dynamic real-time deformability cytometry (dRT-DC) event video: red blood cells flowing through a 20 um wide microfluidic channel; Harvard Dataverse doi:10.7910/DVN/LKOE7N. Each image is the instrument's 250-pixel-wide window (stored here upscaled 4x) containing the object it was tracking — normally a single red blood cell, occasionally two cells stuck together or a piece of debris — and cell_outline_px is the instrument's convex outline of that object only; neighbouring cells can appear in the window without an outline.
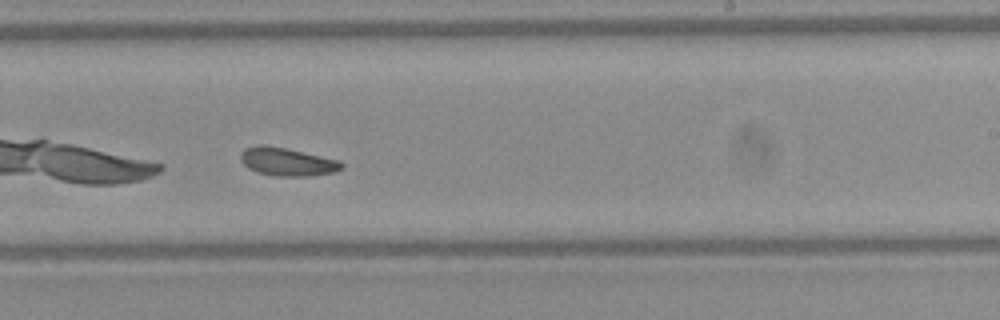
{"species": "Egyptian fruit bat (a non-hibernating species)", "species_latin": "Rousettus aegyptiacus", "temperature_condition": "warm", "stored_images_in_passage": 33, "camera_frame_rate_fps": 3000, "um_per_image_px": 0.085, "frame": {"image": 1, "passage_image": 15, "time_ms": 4.667, "image_size_px": [1000, 320], "cell_outline_px": [[344, 168], [336, 172], [308, 176], [276, 176], [256, 172], [248, 168], [240, 160], [240, 152], [244, 148], [256, 144], [268, 144], [288, 148], [340, 160], [344, 164]], "centroid_in_image_um": [24.4, 13.73], "position_along_channel_um": 264.6, "area_um2": 17.05}}